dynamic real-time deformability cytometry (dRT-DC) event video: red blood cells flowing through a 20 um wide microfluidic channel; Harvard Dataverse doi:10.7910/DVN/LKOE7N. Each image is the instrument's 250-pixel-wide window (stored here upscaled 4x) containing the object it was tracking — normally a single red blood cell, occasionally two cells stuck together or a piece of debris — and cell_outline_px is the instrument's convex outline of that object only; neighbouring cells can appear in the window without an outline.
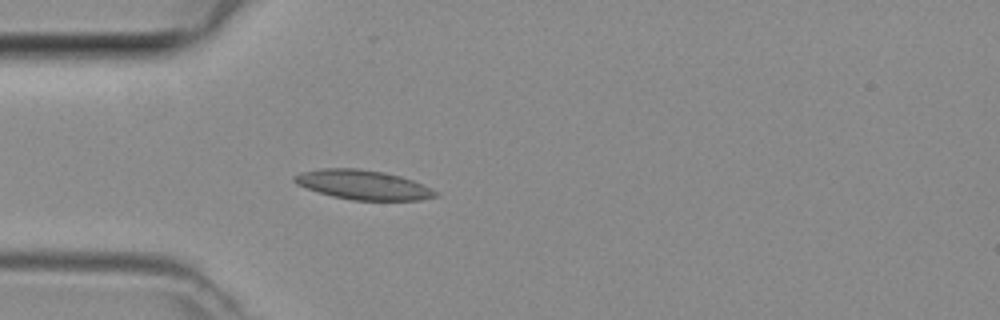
{"species": "common noctule bat (a hibernating species)", "species_latin": "Nyctalus noctula", "temperature_condition": "room temperature", "stored_images_in_passage": 3, "camera_frame_rate_fps": 3000, "um_per_image_px": 0.085, "animal": {"sex": "female", "body_mass_g": 29.2, "forearm_length_mm": 56.3}, "frame": {"image": 1, "passage_image": 3, "time_ms": 0.667, "image_size_px": [1000, 320], "cell_outline_px": [[440, 196], [420, 200], [352, 200], [332, 196], [296, 184], [292, 180], [292, 176], [300, 172], [320, 168], [356, 168], [384, 172], [400, 176], [412, 180], [432, 188], [440, 192]], "centroid_in_image_um": [30.88, 15.7], "position_along_channel_um": 54.1, "area_um2": 24.33}}